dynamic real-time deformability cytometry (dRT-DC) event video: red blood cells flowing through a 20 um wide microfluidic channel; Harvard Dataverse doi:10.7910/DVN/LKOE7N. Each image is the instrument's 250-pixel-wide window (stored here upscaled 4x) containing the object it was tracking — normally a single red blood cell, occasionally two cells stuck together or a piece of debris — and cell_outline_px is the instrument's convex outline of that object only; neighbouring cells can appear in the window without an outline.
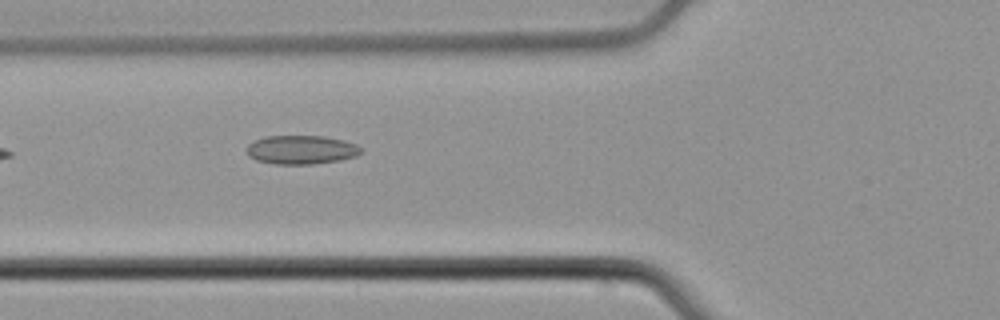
{"species": "common noctule bat (a hibernating species)", "species_latin": "Nyctalus noctula", "temperature_condition": "cold", "stored_images_in_passage": 2, "camera_frame_rate_fps": 3000, "um_per_image_px": 0.085, "animal": {"sex": "male", "body_mass_g": 21.5, "forearm_length_mm": 52.0}, "frame": {"image": 1, "passage_image": 2, "time_ms": 0.333, "image_size_px": [1000, 320], "cell_outline_px": [[364, 148], [356, 156], [340, 160], [312, 164], [276, 164], [256, 160], [248, 156], [248, 144], [256, 140], [268, 136], [324, 136], [344, 140], [356, 144]], "centroid_in_image_um": [25.64, 12.73], "position_along_channel_um": 100.2, "area_um2": 19.13}}